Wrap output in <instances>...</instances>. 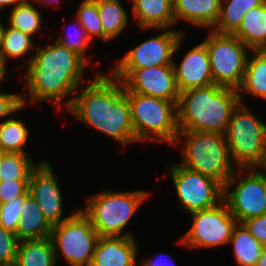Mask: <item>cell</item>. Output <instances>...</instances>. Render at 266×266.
<instances>
[{"label":"cell","mask_w":266,"mask_h":266,"mask_svg":"<svg viewBox=\"0 0 266 266\" xmlns=\"http://www.w3.org/2000/svg\"><path fill=\"white\" fill-rule=\"evenodd\" d=\"M232 34L251 50H266V2L249 10Z\"/></svg>","instance_id":"44dd1931"},{"label":"cell","mask_w":266,"mask_h":266,"mask_svg":"<svg viewBox=\"0 0 266 266\" xmlns=\"http://www.w3.org/2000/svg\"><path fill=\"white\" fill-rule=\"evenodd\" d=\"M150 194L146 191H103L87 199V207L81 211L88 217L99 236L122 237L123 228Z\"/></svg>","instance_id":"52a82bcc"},{"label":"cell","mask_w":266,"mask_h":266,"mask_svg":"<svg viewBox=\"0 0 266 266\" xmlns=\"http://www.w3.org/2000/svg\"><path fill=\"white\" fill-rule=\"evenodd\" d=\"M104 31V41L120 34L128 25L127 13L120 0H96Z\"/></svg>","instance_id":"484cf974"},{"label":"cell","mask_w":266,"mask_h":266,"mask_svg":"<svg viewBox=\"0 0 266 266\" xmlns=\"http://www.w3.org/2000/svg\"><path fill=\"white\" fill-rule=\"evenodd\" d=\"M190 214L193 224L179 241L180 244L207 248L229 243L237 221L224 200L215 207Z\"/></svg>","instance_id":"8fae6325"},{"label":"cell","mask_w":266,"mask_h":266,"mask_svg":"<svg viewBox=\"0 0 266 266\" xmlns=\"http://www.w3.org/2000/svg\"><path fill=\"white\" fill-rule=\"evenodd\" d=\"M224 135L231 159L239 168L238 171H246L264 163L266 124L241 102L234 109Z\"/></svg>","instance_id":"8992f818"},{"label":"cell","mask_w":266,"mask_h":266,"mask_svg":"<svg viewBox=\"0 0 266 266\" xmlns=\"http://www.w3.org/2000/svg\"><path fill=\"white\" fill-rule=\"evenodd\" d=\"M28 191L29 180L0 181V204L17 197H25Z\"/></svg>","instance_id":"e575fe53"},{"label":"cell","mask_w":266,"mask_h":266,"mask_svg":"<svg viewBox=\"0 0 266 266\" xmlns=\"http://www.w3.org/2000/svg\"><path fill=\"white\" fill-rule=\"evenodd\" d=\"M243 224L257 241L266 246V214L249 218Z\"/></svg>","instance_id":"8d00e7d4"},{"label":"cell","mask_w":266,"mask_h":266,"mask_svg":"<svg viewBox=\"0 0 266 266\" xmlns=\"http://www.w3.org/2000/svg\"><path fill=\"white\" fill-rule=\"evenodd\" d=\"M32 36L25 34L22 31L16 30L12 27H5L3 46L0 54L1 62L5 64L7 58H21L29 50L34 49Z\"/></svg>","instance_id":"f546056e"},{"label":"cell","mask_w":266,"mask_h":266,"mask_svg":"<svg viewBox=\"0 0 266 266\" xmlns=\"http://www.w3.org/2000/svg\"><path fill=\"white\" fill-rule=\"evenodd\" d=\"M19 214L21 219L15 233L19 240L45 239L51 236L52 226L30 193L25 196Z\"/></svg>","instance_id":"ffe728a7"},{"label":"cell","mask_w":266,"mask_h":266,"mask_svg":"<svg viewBox=\"0 0 266 266\" xmlns=\"http://www.w3.org/2000/svg\"><path fill=\"white\" fill-rule=\"evenodd\" d=\"M250 171L243 179L238 180L233 189L230 187L237 180V172H234L224 185L223 200L237 223L266 214L265 180L258 168L252 167Z\"/></svg>","instance_id":"7c38bea8"},{"label":"cell","mask_w":266,"mask_h":266,"mask_svg":"<svg viewBox=\"0 0 266 266\" xmlns=\"http://www.w3.org/2000/svg\"><path fill=\"white\" fill-rule=\"evenodd\" d=\"M76 16L77 22L81 24L91 41L95 36L104 41V31L96 0L81 2Z\"/></svg>","instance_id":"4dcf8cb0"},{"label":"cell","mask_w":266,"mask_h":266,"mask_svg":"<svg viewBox=\"0 0 266 266\" xmlns=\"http://www.w3.org/2000/svg\"><path fill=\"white\" fill-rule=\"evenodd\" d=\"M264 3L265 0H222L219 18L211 30L232 34L249 10Z\"/></svg>","instance_id":"603a6c76"},{"label":"cell","mask_w":266,"mask_h":266,"mask_svg":"<svg viewBox=\"0 0 266 266\" xmlns=\"http://www.w3.org/2000/svg\"><path fill=\"white\" fill-rule=\"evenodd\" d=\"M25 197H17L0 204V225L13 233H16L20 221V212Z\"/></svg>","instance_id":"d6a6232c"},{"label":"cell","mask_w":266,"mask_h":266,"mask_svg":"<svg viewBox=\"0 0 266 266\" xmlns=\"http://www.w3.org/2000/svg\"><path fill=\"white\" fill-rule=\"evenodd\" d=\"M42 17L34 5L29 0H24L21 4L12 8L9 17V26L24 32L30 36L40 31Z\"/></svg>","instance_id":"f1b7e54d"},{"label":"cell","mask_w":266,"mask_h":266,"mask_svg":"<svg viewBox=\"0 0 266 266\" xmlns=\"http://www.w3.org/2000/svg\"><path fill=\"white\" fill-rule=\"evenodd\" d=\"M24 0H0V8L2 9L5 5H14L17 6L21 4Z\"/></svg>","instance_id":"f35d334b"},{"label":"cell","mask_w":266,"mask_h":266,"mask_svg":"<svg viewBox=\"0 0 266 266\" xmlns=\"http://www.w3.org/2000/svg\"><path fill=\"white\" fill-rule=\"evenodd\" d=\"M99 237L81 209L74 211L68 219L52 226L50 238L56 261L61 255L71 266H90Z\"/></svg>","instance_id":"ba28073f"},{"label":"cell","mask_w":266,"mask_h":266,"mask_svg":"<svg viewBox=\"0 0 266 266\" xmlns=\"http://www.w3.org/2000/svg\"><path fill=\"white\" fill-rule=\"evenodd\" d=\"M130 105L131 122L137 141L148 139L176 144L178 128V102L125 92Z\"/></svg>","instance_id":"5b68a950"},{"label":"cell","mask_w":266,"mask_h":266,"mask_svg":"<svg viewBox=\"0 0 266 266\" xmlns=\"http://www.w3.org/2000/svg\"><path fill=\"white\" fill-rule=\"evenodd\" d=\"M173 68L179 92L214 83L209 53L204 42L188 51L179 66L173 63Z\"/></svg>","instance_id":"2e32d148"},{"label":"cell","mask_w":266,"mask_h":266,"mask_svg":"<svg viewBox=\"0 0 266 266\" xmlns=\"http://www.w3.org/2000/svg\"><path fill=\"white\" fill-rule=\"evenodd\" d=\"M229 243H233L237 265L256 266L264 246L250 234L243 223L234 226Z\"/></svg>","instance_id":"d4e9b609"},{"label":"cell","mask_w":266,"mask_h":266,"mask_svg":"<svg viewBox=\"0 0 266 266\" xmlns=\"http://www.w3.org/2000/svg\"><path fill=\"white\" fill-rule=\"evenodd\" d=\"M4 30H5V26L0 23V54H1L2 46H3Z\"/></svg>","instance_id":"60d3db41"},{"label":"cell","mask_w":266,"mask_h":266,"mask_svg":"<svg viewBox=\"0 0 266 266\" xmlns=\"http://www.w3.org/2000/svg\"><path fill=\"white\" fill-rule=\"evenodd\" d=\"M29 130L23 121L6 119L0 122V147L7 153H24Z\"/></svg>","instance_id":"4316f807"},{"label":"cell","mask_w":266,"mask_h":266,"mask_svg":"<svg viewBox=\"0 0 266 266\" xmlns=\"http://www.w3.org/2000/svg\"><path fill=\"white\" fill-rule=\"evenodd\" d=\"M28 192L36 200L51 226L58 225L70 217L62 218V194L49 162L41 161L32 171Z\"/></svg>","instance_id":"9a60e30c"},{"label":"cell","mask_w":266,"mask_h":266,"mask_svg":"<svg viewBox=\"0 0 266 266\" xmlns=\"http://www.w3.org/2000/svg\"><path fill=\"white\" fill-rule=\"evenodd\" d=\"M19 239L0 225V266H15Z\"/></svg>","instance_id":"1f68e13d"},{"label":"cell","mask_w":266,"mask_h":266,"mask_svg":"<svg viewBox=\"0 0 266 266\" xmlns=\"http://www.w3.org/2000/svg\"><path fill=\"white\" fill-rule=\"evenodd\" d=\"M36 51L24 76L29 98L32 103L50 99L60 108L63 97L80 87L87 63L57 41Z\"/></svg>","instance_id":"7a4b0ae2"},{"label":"cell","mask_w":266,"mask_h":266,"mask_svg":"<svg viewBox=\"0 0 266 266\" xmlns=\"http://www.w3.org/2000/svg\"><path fill=\"white\" fill-rule=\"evenodd\" d=\"M170 167L178 201L186 211L209 209L223 201L224 186L219 181L181 164Z\"/></svg>","instance_id":"30bf717a"},{"label":"cell","mask_w":266,"mask_h":266,"mask_svg":"<svg viewBox=\"0 0 266 266\" xmlns=\"http://www.w3.org/2000/svg\"><path fill=\"white\" fill-rule=\"evenodd\" d=\"M183 31L168 30L150 38L128 52L114 69H141L173 65V56L179 49Z\"/></svg>","instance_id":"5bb4252c"},{"label":"cell","mask_w":266,"mask_h":266,"mask_svg":"<svg viewBox=\"0 0 266 266\" xmlns=\"http://www.w3.org/2000/svg\"><path fill=\"white\" fill-rule=\"evenodd\" d=\"M186 137L183 148L184 167L210 176L223 186L234 174L236 166L232 164L231 155L225 135L219 133L179 130L177 135Z\"/></svg>","instance_id":"277c9868"},{"label":"cell","mask_w":266,"mask_h":266,"mask_svg":"<svg viewBox=\"0 0 266 266\" xmlns=\"http://www.w3.org/2000/svg\"><path fill=\"white\" fill-rule=\"evenodd\" d=\"M137 248L130 236H100L90 266H136Z\"/></svg>","instance_id":"e0dca14e"},{"label":"cell","mask_w":266,"mask_h":266,"mask_svg":"<svg viewBox=\"0 0 266 266\" xmlns=\"http://www.w3.org/2000/svg\"><path fill=\"white\" fill-rule=\"evenodd\" d=\"M7 152H5L1 147H0V164L1 161L3 160L4 156L6 155Z\"/></svg>","instance_id":"ee69618b"},{"label":"cell","mask_w":266,"mask_h":266,"mask_svg":"<svg viewBox=\"0 0 266 266\" xmlns=\"http://www.w3.org/2000/svg\"><path fill=\"white\" fill-rule=\"evenodd\" d=\"M132 13L143 30L168 29L175 25L173 0H130Z\"/></svg>","instance_id":"ac0fdd59"},{"label":"cell","mask_w":266,"mask_h":266,"mask_svg":"<svg viewBox=\"0 0 266 266\" xmlns=\"http://www.w3.org/2000/svg\"><path fill=\"white\" fill-rule=\"evenodd\" d=\"M78 24L80 29L78 28L77 33L75 35L73 34L75 36L74 37L75 39H72L71 36L69 37L68 35L67 37L59 36V38L56 41L59 44L67 47L69 50L78 54L88 64L89 61L87 62L85 59V50L88 48L89 44H91L90 42L92 41L88 37L87 33L85 32L81 24L79 22Z\"/></svg>","instance_id":"836d02e7"},{"label":"cell","mask_w":266,"mask_h":266,"mask_svg":"<svg viewBox=\"0 0 266 266\" xmlns=\"http://www.w3.org/2000/svg\"><path fill=\"white\" fill-rule=\"evenodd\" d=\"M37 166L27 154L6 153L0 164V181L29 180Z\"/></svg>","instance_id":"83f0119b"},{"label":"cell","mask_w":266,"mask_h":266,"mask_svg":"<svg viewBox=\"0 0 266 266\" xmlns=\"http://www.w3.org/2000/svg\"><path fill=\"white\" fill-rule=\"evenodd\" d=\"M112 70L111 74L123 82L125 92H134L172 102L179 101L180 92L176 84L173 65Z\"/></svg>","instance_id":"4fadbf2b"},{"label":"cell","mask_w":266,"mask_h":266,"mask_svg":"<svg viewBox=\"0 0 266 266\" xmlns=\"http://www.w3.org/2000/svg\"><path fill=\"white\" fill-rule=\"evenodd\" d=\"M222 0H173L175 24L185 20L192 25L207 26L210 30L215 26L221 9Z\"/></svg>","instance_id":"d6986e66"},{"label":"cell","mask_w":266,"mask_h":266,"mask_svg":"<svg viewBox=\"0 0 266 266\" xmlns=\"http://www.w3.org/2000/svg\"><path fill=\"white\" fill-rule=\"evenodd\" d=\"M5 71H6V69H5V65L1 62V60H0V85H1V83H2V81H4V77H5Z\"/></svg>","instance_id":"b9f144b4"},{"label":"cell","mask_w":266,"mask_h":266,"mask_svg":"<svg viewBox=\"0 0 266 266\" xmlns=\"http://www.w3.org/2000/svg\"><path fill=\"white\" fill-rule=\"evenodd\" d=\"M242 95L231 87L211 84L180 92L177 104L179 130L225 134Z\"/></svg>","instance_id":"3957f363"},{"label":"cell","mask_w":266,"mask_h":266,"mask_svg":"<svg viewBox=\"0 0 266 266\" xmlns=\"http://www.w3.org/2000/svg\"><path fill=\"white\" fill-rule=\"evenodd\" d=\"M26 96L20 94H7L0 92V118L12 116L18 110L24 108L26 104Z\"/></svg>","instance_id":"d590c367"},{"label":"cell","mask_w":266,"mask_h":266,"mask_svg":"<svg viewBox=\"0 0 266 266\" xmlns=\"http://www.w3.org/2000/svg\"><path fill=\"white\" fill-rule=\"evenodd\" d=\"M256 266H266V246L263 247L261 255L257 260Z\"/></svg>","instance_id":"ab89813d"},{"label":"cell","mask_w":266,"mask_h":266,"mask_svg":"<svg viewBox=\"0 0 266 266\" xmlns=\"http://www.w3.org/2000/svg\"><path fill=\"white\" fill-rule=\"evenodd\" d=\"M56 258L51 238L20 240L15 266H55Z\"/></svg>","instance_id":"7402d4cb"},{"label":"cell","mask_w":266,"mask_h":266,"mask_svg":"<svg viewBox=\"0 0 266 266\" xmlns=\"http://www.w3.org/2000/svg\"><path fill=\"white\" fill-rule=\"evenodd\" d=\"M259 167L260 168L262 167V169L264 170V172H262L261 170L259 172L262 174V177L264 178L265 183H266V165L263 163L255 168H259Z\"/></svg>","instance_id":"7bdbcfd3"},{"label":"cell","mask_w":266,"mask_h":266,"mask_svg":"<svg viewBox=\"0 0 266 266\" xmlns=\"http://www.w3.org/2000/svg\"><path fill=\"white\" fill-rule=\"evenodd\" d=\"M253 56L247 59L244 78L237 89L266 99V50H252Z\"/></svg>","instance_id":"cb8c5ba5"},{"label":"cell","mask_w":266,"mask_h":266,"mask_svg":"<svg viewBox=\"0 0 266 266\" xmlns=\"http://www.w3.org/2000/svg\"><path fill=\"white\" fill-rule=\"evenodd\" d=\"M81 95L64 105L78 121H83L122 145L137 141L131 122L130 105L123 82L111 73L100 74Z\"/></svg>","instance_id":"6da1fadb"},{"label":"cell","mask_w":266,"mask_h":266,"mask_svg":"<svg viewBox=\"0 0 266 266\" xmlns=\"http://www.w3.org/2000/svg\"><path fill=\"white\" fill-rule=\"evenodd\" d=\"M209 34L203 42L209 53L214 84L238 89L242 84L248 59L245 50H252L233 34L213 30Z\"/></svg>","instance_id":"9c48e42d"},{"label":"cell","mask_w":266,"mask_h":266,"mask_svg":"<svg viewBox=\"0 0 266 266\" xmlns=\"http://www.w3.org/2000/svg\"><path fill=\"white\" fill-rule=\"evenodd\" d=\"M161 260L162 259H158V258L156 260L152 258L148 259L147 261L142 260L143 264H141L140 266H168L166 260L165 262Z\"/></svg>","instance_id":"74e56055"},{"label":"cell","mask_w":266,"mask_h":266,"mask_svg":"<svg viewBox=\"0 0 266 266\" xmlns=\"http://www.w3.org/2000/svg\"><path fill=\"white\" fill-rule=\"evenodd\" d=\"M37 1H39V2H42V3H44V1H45V4H47L48 3V1L50 2V3H55V2H57L58 3V1H60V0H37ZM52 1V2H51Z\"/></svg>","instance_id":"f6af8a7d"}]
</instances>
